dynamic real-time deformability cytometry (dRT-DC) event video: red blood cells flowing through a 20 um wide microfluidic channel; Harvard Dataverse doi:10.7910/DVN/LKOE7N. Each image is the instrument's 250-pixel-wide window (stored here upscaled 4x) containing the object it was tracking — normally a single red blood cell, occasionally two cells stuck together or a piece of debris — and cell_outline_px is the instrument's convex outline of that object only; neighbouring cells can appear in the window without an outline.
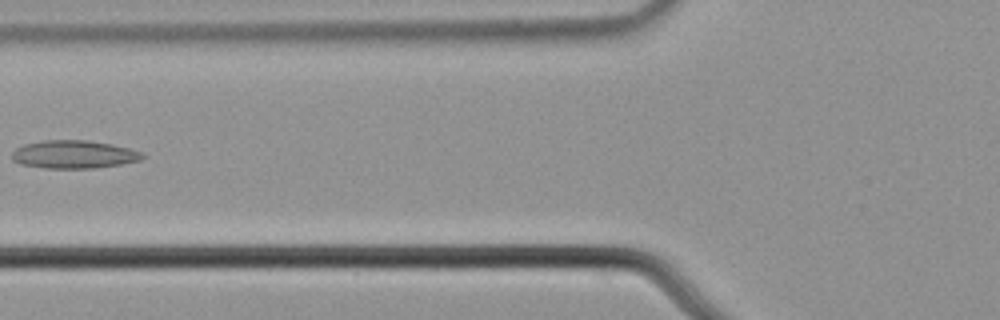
{"species": "common noctule bat (a hibernating species)", "species_latin": "Nyctalus noctula", "temperature_condition": "cold", "stored_images_in_passage": 8, "camera_frame_rate_fps": 3000, "um_per_image_px": 0.085, "animal": {"sex": "male", "body_mass_g": 21.5, "forearm_length_mm": 52.0}, "frame": {"image": 1, "passage_image": 7, "time_ms": 2.0, "image_size_px": [1000, 320], "cell_outline_px": [[148, 156], [140, 160], [120, 164], [96, 168], [44, 168], [20, 164], [12, 160], [12, 152], [16, 148], [24, 144], [44, 140], [88, 140], [112, 144], [128, 148], [140, 152]], "centroid_in_image_um": [6.27, 13.12], "position_along_channel_um": 119.5, "area_um2": 21.39}}
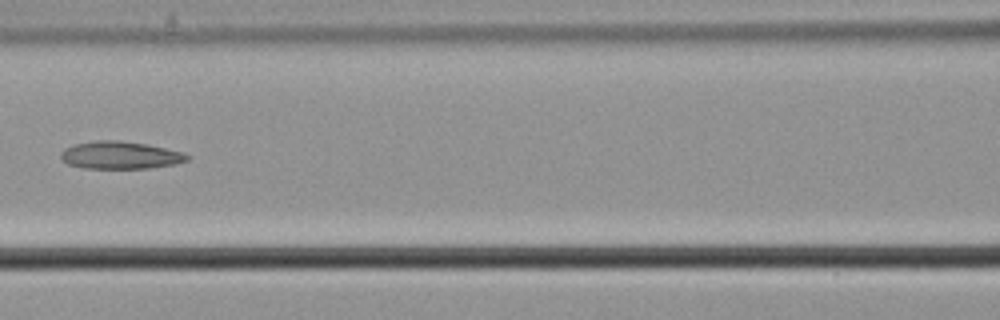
{"frame": {"image": 2, "passage_image": 8, "time_ms": 2.333, "image_size_px": [1000, 320], "cell_outline_px": [[192, 156], [188, 160], [172, 164], [148, 168], [84, 168], [68, 164], [60, 156], [60, 152], [64, 148], [72, 144], [96, 140], [120, 140], [148, 144], [184, 152]], "centroid_in_image_um": [10.22, 13.17], "position_along_channel_um": 156.4, "area_um2": 20.4}}